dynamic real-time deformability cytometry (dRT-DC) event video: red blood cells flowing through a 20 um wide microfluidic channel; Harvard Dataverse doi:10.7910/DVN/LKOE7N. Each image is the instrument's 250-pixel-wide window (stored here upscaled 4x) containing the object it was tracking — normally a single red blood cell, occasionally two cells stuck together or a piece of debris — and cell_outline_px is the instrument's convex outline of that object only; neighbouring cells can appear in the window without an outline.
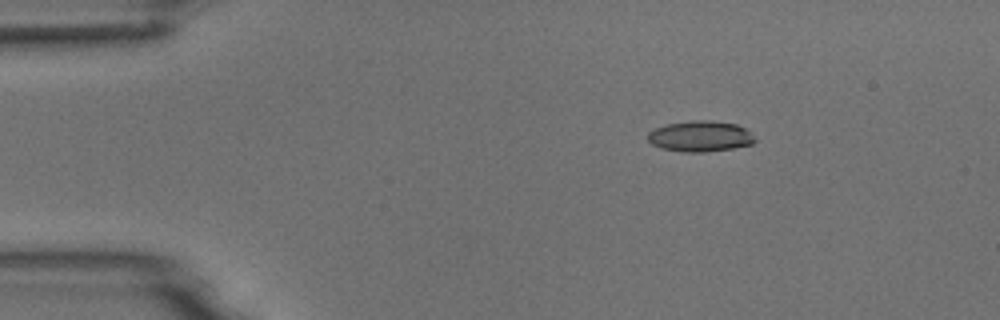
{"species": "common noctule bat (a hibernating species)", "species_latin": "Nyctalus noctula", "temperature_condition": "room temperature", "stored_images_in_passage": 5, "camera_frame_rate_fps": 3000, "um_per_image_px": 0.085, "animal": {"sex": "male", "body_mass_g": 18.8}, "frame": {"image": 1, "passage_image": 1, "time_ms": 0.0, "image_size_px": [1000, 320], "cell_outline_px": [[756, 140], [752, 144], [732, 148], [708, 152], [680, 152], [660, 148], [652, 144], [648, 140], [648, 132], [656, 128], [668, 124], [692, 120], [712, 120], [736, 124], [744, 128]], "centroid_in_image_um": [59.5, 11.59], "position_along_channel_um": 25.5, "area_um2": 19.19}}
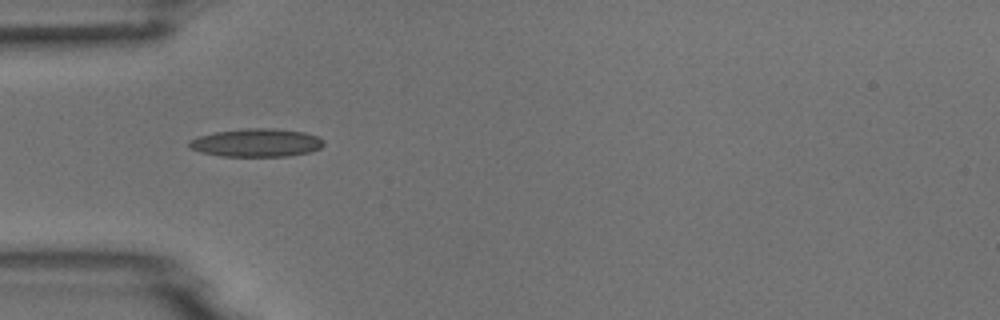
{"frame": {"image": 2, "passage_image": 3, "time_ms": 2.667, "image_size_px": [1000, 320], "cell_outline_px": [[324, 144], [320, 148], [308, 152], [288, 156], [220, 156], [200, 152], [188, 148], [188, 140], [200, 136], [216, 132], [244, 128], [276, 128], [304, 132], [316, 136], [324, 140]], "centroid_in_image_um": [21.77, 12.13], "position_along_channel_um": 63.2, "area_um2": 22.14}}